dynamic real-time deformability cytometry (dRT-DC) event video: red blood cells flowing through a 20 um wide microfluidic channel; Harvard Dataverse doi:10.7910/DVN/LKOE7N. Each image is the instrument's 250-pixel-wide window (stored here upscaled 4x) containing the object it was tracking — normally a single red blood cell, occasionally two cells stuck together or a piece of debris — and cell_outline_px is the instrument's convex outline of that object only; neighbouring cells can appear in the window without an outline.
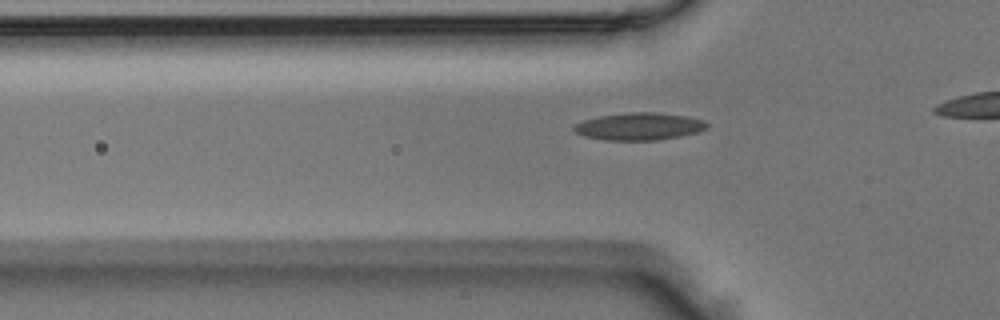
{"species": "Egyptian fruit bat (a non-hibernating species)", "species_latin": "Rousettus aegyptiacus", "temperature_condition": "room temperature", "stored_images_in_passage": 36, "camera_frame_rate_fps": 3000, "um_per_image_px": 0.085, "animal": {"sex": "male"}, "frame": {"image": 1, "passage_image": 12, "time_ms": 3.667, "image_size_px": [1000, 320], "cell_outline_px": [[708, 128], [700, 132], [680, 136], [656, 140], [604, 140], [584, 136], [576, 132], [572, 128], [572, 124], [584, 120], [600, 116], [624, 112], [656, 112], [684, 116], [704, 120], [708, 124]], "centroid_in_image_um": [54.32, 10.74], "position_along_channel_um": 71.5, "area_um2": 21.33}}
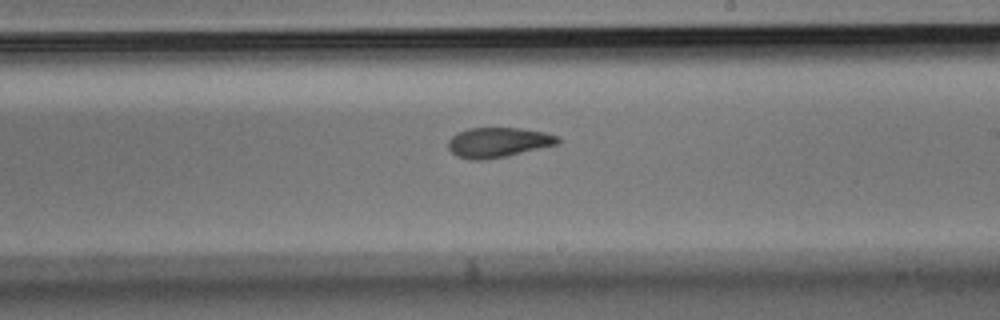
{"frame": {"image": 2, "passage_image": 25, "time_ms": 8.0, "image_size_px": [1000, 320], "cell_outline_px": [[560, 144], [504, 156], [484, 160], [468, 160], [456, 156], [448, 148], [448, 140], [452, 136], [468, 128], [520, 128], [544, 132], [560, 136]], "centroid_in_image_um": [42.35, 12.1], "position_along_channel_um": 246.6, "area_um2": 19.13}}
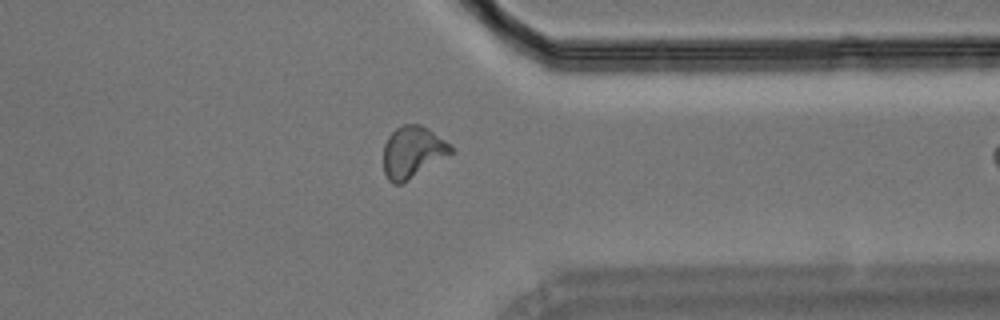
{"frame": {"image": 3, "passage_image": 35, "time_ms": 11.333, "image_size_px": [1000, 320], "cell_outline_px": [[456, 152], [404, 184], [392, 184], [388, 180], [384, 172], [384, 144], [388, 136], [396, 128], [404, 124], [420, 124], [428, 128], [452, 144]], "centroid_in_image_um": [35.12, 12.95], "position_along_channel_um": 376.3, "area_um2": 20.98}}